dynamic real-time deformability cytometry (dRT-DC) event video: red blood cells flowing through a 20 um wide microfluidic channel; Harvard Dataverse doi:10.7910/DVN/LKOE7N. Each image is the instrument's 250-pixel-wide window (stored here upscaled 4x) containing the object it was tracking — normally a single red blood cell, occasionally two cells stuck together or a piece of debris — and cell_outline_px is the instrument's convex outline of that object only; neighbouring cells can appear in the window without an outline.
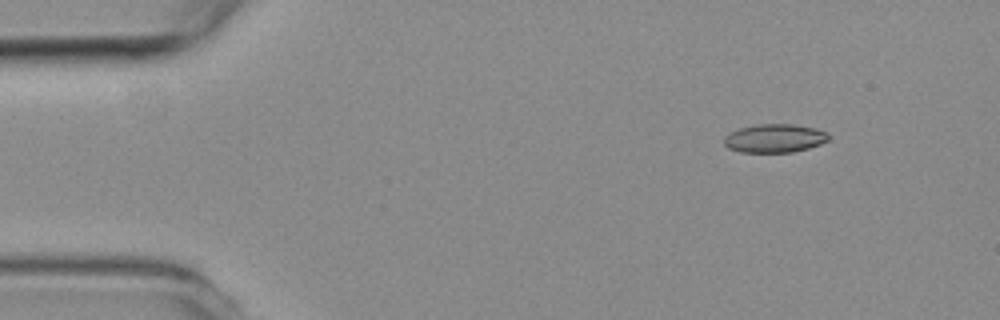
{"species": "common noctule bat (a hibernating species)", "species_latin": "Nyctalus noctula", "temperature_condition": "room temperature", "stored_images_in_passage": 4, "camera_frame_rate_fps": 3000, "um_per_image_px": 0.085, "animal": {"sex": "female", "body_mass_g": 19.3, "forearm_length_mm": 54.1}, "frame": {"image": 1, "passage_image": 2, "time_ms": 1.0, "image_size_px": [1000, 320], "cell_outline_px": [[832, 136], [828, 140], [820, 144], [808, 148], [792, 152], [740, 152], [728, 148], [724, 144], [724, 136], [740, 128], [756, 124], [792, 124], [816, 128], [828, 132]], "centroid_in_image_um": [65.87, 11.75], "position_along_channel_um": 19.1, "area_um2": 17.46}}